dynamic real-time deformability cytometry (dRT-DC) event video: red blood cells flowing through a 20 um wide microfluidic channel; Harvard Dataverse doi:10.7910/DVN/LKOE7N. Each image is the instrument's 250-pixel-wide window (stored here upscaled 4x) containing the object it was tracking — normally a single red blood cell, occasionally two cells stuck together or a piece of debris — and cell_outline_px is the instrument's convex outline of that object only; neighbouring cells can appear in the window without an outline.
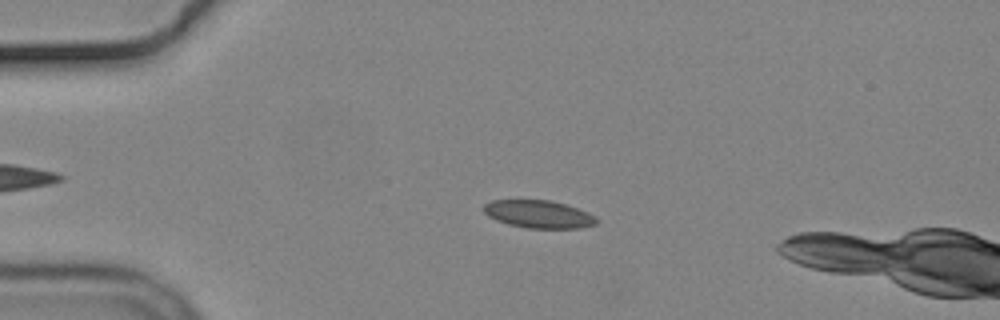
{"species": "common noctule bat (a hibernating species)", "species_latin": "Nyctalus noctula", "temperature_condition": "cold", "stored_images_in_passage": 43, "camera_frame_rate_fps": 3000, "um_per_image_px": 0.085, "animal": {"sex": "male", "body_mass_g": 19.2, "forearm_length_mm": 51.8}, "frame": {"image": 1, "passage_image": 8, "time_ms": 2.333, "image_size_px": [1000, 320], "cell_outline_px": [[596, 224], [580, 228], [528, 228], [508, 224], [496, 220], [488, 216], [484, 212], [484, 204], [492, 200], [548, 200], [564, 204], [588, 212], [596, 216]], "centroid_in_image_um": [45.77, 18.21], "position_along_channel_um": 39.2, "area_um2": 18.09}}
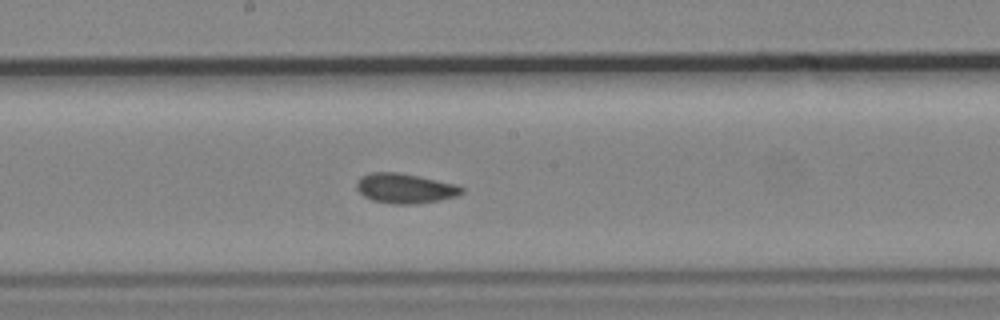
{"frame": {"image": 2, "passage_image": 25, "time_ms": 8.0, "image_size_px": [1000, 320], "cell_outline_px": [[464, 192], [456, 196], [440, 200], [412, 204], [392, 204], [372, 200], [364, 196], [356, 188], [356, 180], [360, 176], [368, 172], [396, 172], [456, 184], [464, 188]], "centroid_in_image_um": [34.39, 16.01], "position_along_channel_um": 213.8, "area_um2": 18.26}}
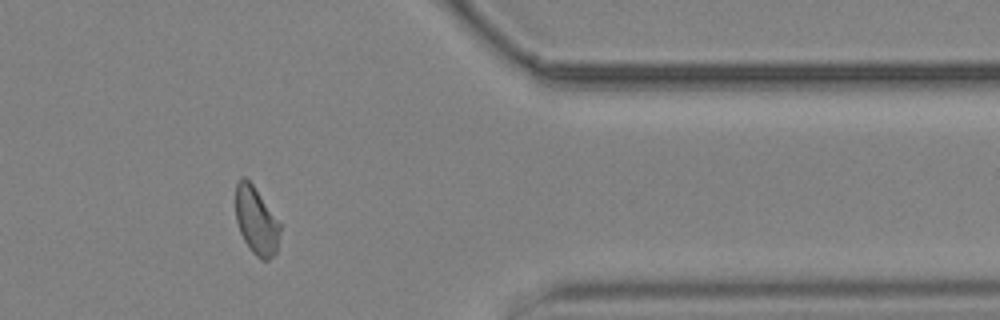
{"frame": {"image": 3, "passage_image": 41, "time_ms": 13.333, "image_size_px": [1000, 320], "cell_outline_px": [[280, 232], [276, 252], [268, 260], [260, 260], [252, 252], [244, 240], [240, 232], [236, 220], [236, 184], [240, 176], [244, 176], [252, 184], [280, 224]], "centroid_in_image_um": [21.76, 18.78], "position_along_channel_um": 389.6, "area_um2": 17.22}, "authors_computed_cell_mechanics": {"area_um2": 17.9758, "velocity_mm_per_s": 3.6645, "shape_relaxation_time_tau1_ms": null, "shape_relaxation_time_tau2_ms": 2.5462, "deformation_change_tau1": null, "deformation_change_tau2": 0.0695}}